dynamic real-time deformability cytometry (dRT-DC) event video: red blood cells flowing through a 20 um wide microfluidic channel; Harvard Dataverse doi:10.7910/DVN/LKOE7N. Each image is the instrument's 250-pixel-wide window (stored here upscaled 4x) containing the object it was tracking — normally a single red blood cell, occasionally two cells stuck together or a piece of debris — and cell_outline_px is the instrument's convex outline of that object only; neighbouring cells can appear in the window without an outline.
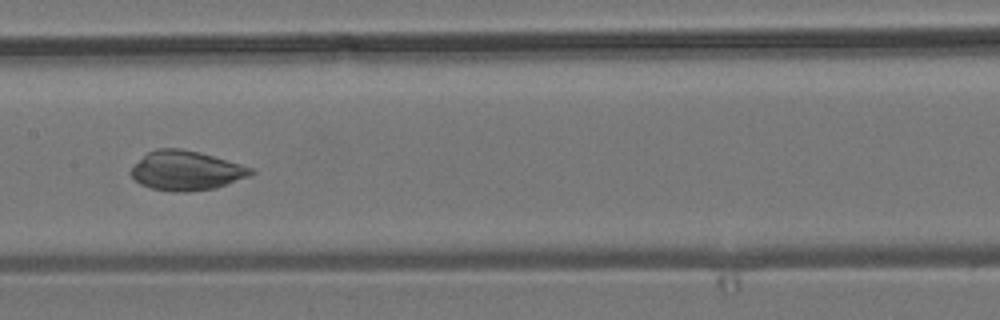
{"species": "common noctule bat (a hibernating species)", "species_latin": "Nyctalus noctula", "temperature_condition": "room temperature", "stored_images_in_passage": 8, "camera_frame_rate_fps": 3000, "um_per_image_px": 0.085, "animal": {"sex": "male", "body_mass_g": 19.2, "forearm_length_mm": 51.8}, "frame": {"image": 1, "passage_image": 8, "time_ms": 8.0, "image_size_px": [1000, 320], "cell_outline_px": [[256, 172], [248, 176], [216, 188], [188, 192], [172, 192], [152, 188], [140, 184], [128, 172], [132, 164], [148, 152], [156, 148], [180, 148], [200, 152], [240, 164], [252, 168]], "centroid_in_image_um": [15.78, 14.5], "position_along_channel_um": 191.6, "area_um2": 27.69}}